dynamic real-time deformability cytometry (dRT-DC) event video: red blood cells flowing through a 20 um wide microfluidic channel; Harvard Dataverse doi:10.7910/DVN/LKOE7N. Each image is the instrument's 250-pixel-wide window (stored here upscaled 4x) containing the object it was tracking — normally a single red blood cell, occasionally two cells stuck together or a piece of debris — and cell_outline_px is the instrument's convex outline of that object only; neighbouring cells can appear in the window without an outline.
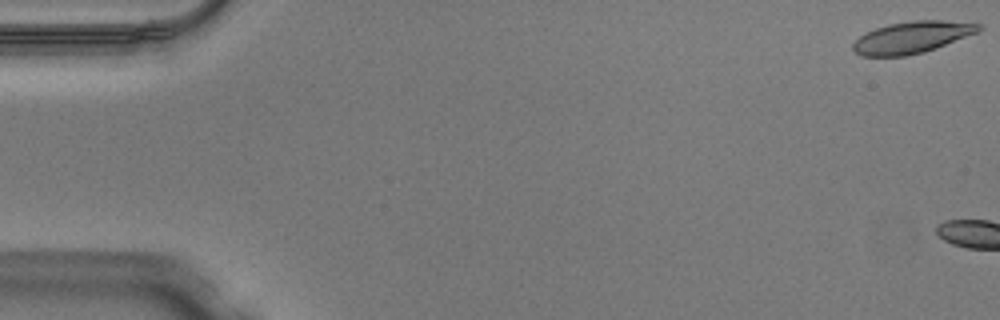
{"species": "Egyptian fruit bat (a non-hibernating species)", "species_latin": "Rousettus aegyptiacus", "temperature_condition": "warm", "stored_images_in_passage": 4, "camera_frame_rate_fps": 3000, "um_per_image_px": 0.085, "animal": {"sex": "male"}, "frame": {"image": 1, "passage_image": 1, "time_ms": 0.0, "image_size_px": [1000, 320], "cell_outline_px": [[984, 28], [976, 32], [936, 48], [924, 52], [904, 56], [860, 56], [852, 48], [852, 44], [860, 36], [876, 28], [888, 24], [912, 20], [940, 20], [984, 24]], "centroid_in_image_um": [77.52, 3.17], "position_along_channel_um": 7.5, "area_um2": 23.12}}